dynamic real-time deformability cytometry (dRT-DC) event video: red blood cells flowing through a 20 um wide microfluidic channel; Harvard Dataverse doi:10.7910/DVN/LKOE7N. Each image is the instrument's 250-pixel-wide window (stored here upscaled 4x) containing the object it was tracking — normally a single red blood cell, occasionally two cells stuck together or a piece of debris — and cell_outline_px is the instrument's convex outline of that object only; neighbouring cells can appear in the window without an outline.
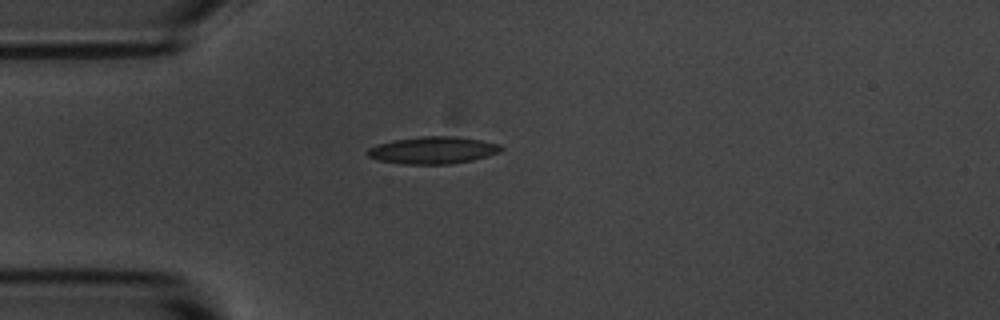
{"species": "common noctule bat (a hibernating species)", "species_latin": "Nyctalus noctula", "temperature_condition": "room temperature", "stored_images_in_passage": 1, "camera_frame_rate_fps": 3000, "um_per_image_px": 0.085, "animal": {"sex": "male", "body_mass_g": 20.1, "forearm_length_mm": 53.5}, "frame": {"image": 1, "passage_image": 1, "time_ms": 0.0, "image_size_px": [1000, 320], "cell_outline_px": [[504, 148], [500, 152], [488, 156], [472, 160], [448, 164], [404, 164], [376, 160], [368, 156], [364, 152], [368, 148], [392, 140], [424, 136], [456, 136], [480, 140], [500, 144]], "centroid_in_image_um": [36.79, 12.77], "position_along_channel_um": 48.2, "area_um2": 21.21}}